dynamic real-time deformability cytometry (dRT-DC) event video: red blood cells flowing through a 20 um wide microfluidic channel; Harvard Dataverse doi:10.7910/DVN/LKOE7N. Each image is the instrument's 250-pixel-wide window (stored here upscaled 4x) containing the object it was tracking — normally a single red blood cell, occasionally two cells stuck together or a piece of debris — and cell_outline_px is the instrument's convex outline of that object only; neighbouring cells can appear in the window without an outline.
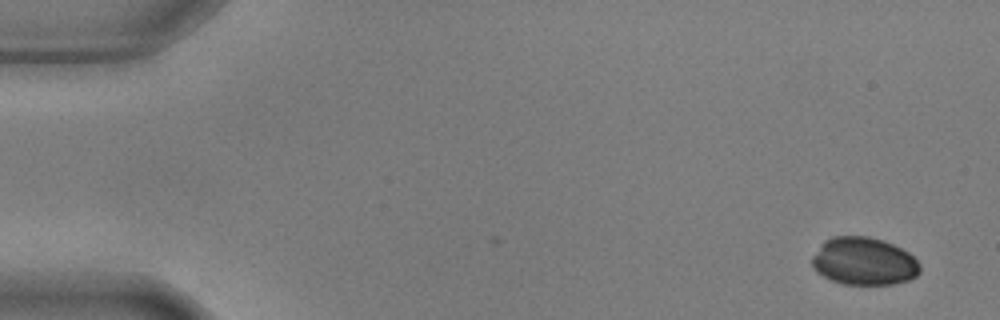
{"species": "common noctule bat (a hibernating species)", "species_latin": "Nyctalus noctula", "temperature_condition": "warm", "stored_images_in_passage": 53, "camera_frame_rate_fps": 3000, "um_per_image_px": 0.085, "animal": {"sex": "male", "body_mass_g": 17.9, "forearm_length_mm": 54.2}, "frame": {"image": 1, "passage_image": 1, "time_ms": 0.0, "image_size_px": [1000, 320], "cell_outline_px": [[920, 272], [916, 276], [908, 280], [892, 284], [840, 284], [816, 272], [812, 268], [812, 256], [820, 244], [824, 240], [832, 236], [868, 236], [884, 240], [908, 252], [920, 264]], "centroid_in_image_um": [73.4, 22.2], "position_along_channel_um": 11.6, "area_um2": 30.17}}
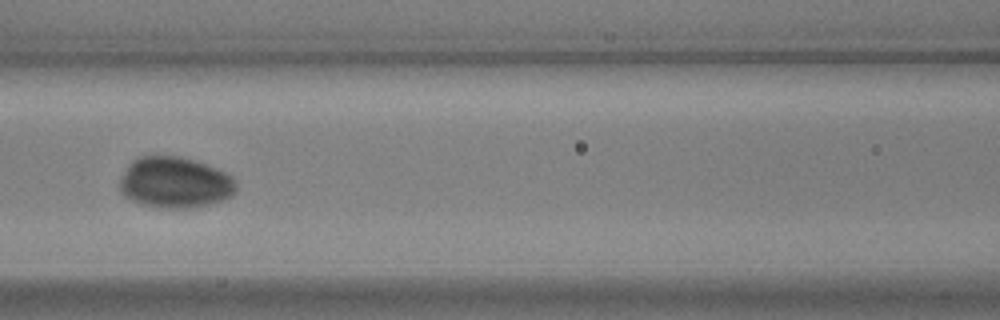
{"frame": {"image": 2, "passage_image": 23, "time_ms": 7.333, "image_size_px": [1000, 320], "cell_outline_px": [[236, 192], [232, 196], [224, 200], [212, 204], [192, 208], [156, 208], [140, 204], [124, 196], [120, 192], [120, 180], [128, 164], [132, 160], [140, 156], [180, 156], [208, 164], [232, 176], [236, 180]], "centroid_in_image_um": [14.88, 15.53], "position_along_channel_um": 151.7, "area_um2": 35.14}}
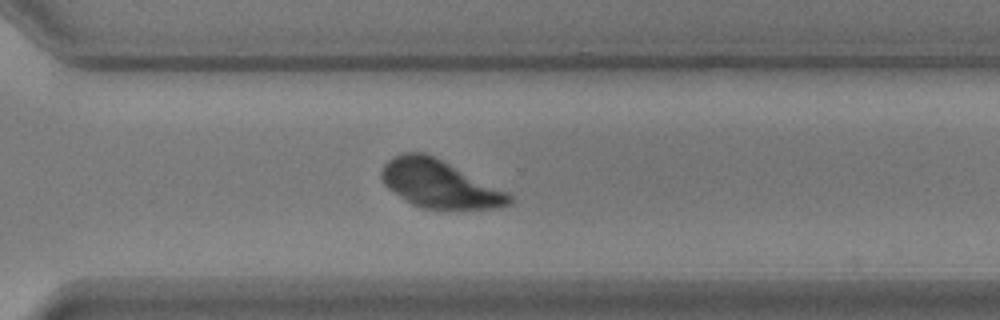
{"frame": {"image": 3, "passage_image": 38, "time_ms": 12.333, "image_size_px": [1000, 320], "cell_outline_px": [[516, 200], [512, 204], [500, 208], [424, 208], [412, 204], [404, 200], [392, 192], [384, 184], [380, 176], [380, 172], [384, 164], [388, 160], [404, 152], [424, 152], [508, 192]], "centroid_in_image_um": [37.35, 15.65], "position_along_channel_um": 333.3, "area_um2": 35.26}}